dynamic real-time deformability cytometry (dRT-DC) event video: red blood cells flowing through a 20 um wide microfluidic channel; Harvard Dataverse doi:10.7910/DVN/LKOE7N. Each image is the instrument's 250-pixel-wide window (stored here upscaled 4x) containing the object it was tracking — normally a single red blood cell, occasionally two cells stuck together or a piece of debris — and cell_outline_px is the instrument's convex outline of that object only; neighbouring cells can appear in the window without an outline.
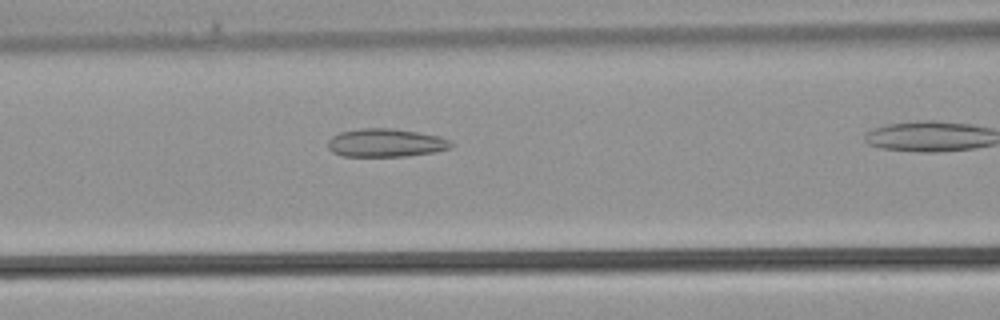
{"species": "common noctule bat (a hibernating species)", "species_latin": "Nyctalus noctula", "temperature_condition": "warm", "stored_images_in_passage": 14, "camera_frame_rate_fps": 3000, "um_per_image_px": 0.085, "animal": {"sex": "male", "body_mass_g": 21.5, "forearm_length_mm": 52.0}, "frame": {"image": 1, "passage_image": 5, "time_ms": 1.333, "image_size_px": [1000, 320], "cell_outline_px": [[452, 148], [436, 152], [408, 156], [344, 156], [332, 152], [328, 148], [328, 140], [332, 136], [340, 132], [360, 128], [392, 128], [440, 136], [448, 140], [452, 144]], "centroid_in_image_um": [32.79, 12.14], "position_along_channel_um": 133.8, "area_um2": 20.35}}
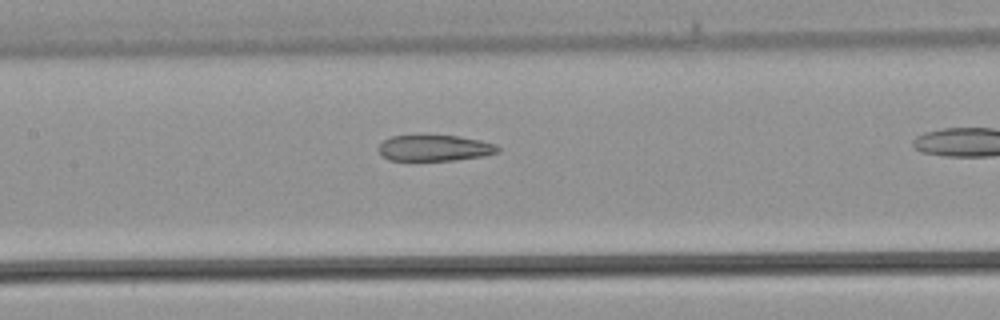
{"frame": {"image": 2, "passage_image": 7, "time_ms": 2.0, "image_size_px": [1000, 320], "cell_outline_px": [[500, 152], [484, 156], [456, 160], [388, 160], [380, 152], [380, 144], [384, 140], [392, 136], [424, 132], [460, 136], [480, 140], [496, 144], [500, 148]], "centroid_in_image_um": [36.97, 12.53], "position_along_channel_um": 170.4, "area_um2": 18.9}}